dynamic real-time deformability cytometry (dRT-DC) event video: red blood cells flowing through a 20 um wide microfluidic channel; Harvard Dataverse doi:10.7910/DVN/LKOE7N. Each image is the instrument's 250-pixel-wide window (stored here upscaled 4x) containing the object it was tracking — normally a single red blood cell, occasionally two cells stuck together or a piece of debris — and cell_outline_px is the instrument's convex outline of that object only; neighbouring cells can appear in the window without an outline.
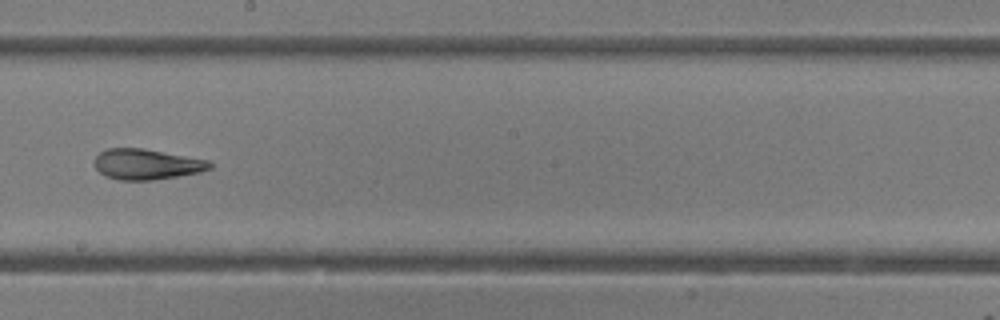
{"species": "common noctule bat (a hibernating species)", "species_latin": "Nyctalus noctula", "temperature_condition": "room temperature", "stored_images_in_passage": 32, "camera_frame_rate_fps": 3000, "um_per_image_px": 0.085, "animal": {"sex": "female"}, "frame": {"image": 1, "passage_image": 19, "time_ms": 6.0, "image_size_px": [1000, 320], "cell_outline_px": [[212, 168], [200, 172], [152, 180], [120, 180], [104, 176], [96, 168], [96, 156], [100, 152], [108, 148], [144, 148], [208, 160], [212, 164]], "centroid_in_image_um": [12.47, 13.96], "position_along_channel_um": 235.7, "area_um2": 20.4}, "authors_computed_cell_mechanics": {"area_um2": 21.1259, "velocity_mm_per_s": 4.2065, "shape_relaxation_time_tau1_ms": null, "shape_relaxation_time_tau2_ms": 2.2705, "deformation_change_tau1": null, "deformation_change_tau2": 0.1016}}